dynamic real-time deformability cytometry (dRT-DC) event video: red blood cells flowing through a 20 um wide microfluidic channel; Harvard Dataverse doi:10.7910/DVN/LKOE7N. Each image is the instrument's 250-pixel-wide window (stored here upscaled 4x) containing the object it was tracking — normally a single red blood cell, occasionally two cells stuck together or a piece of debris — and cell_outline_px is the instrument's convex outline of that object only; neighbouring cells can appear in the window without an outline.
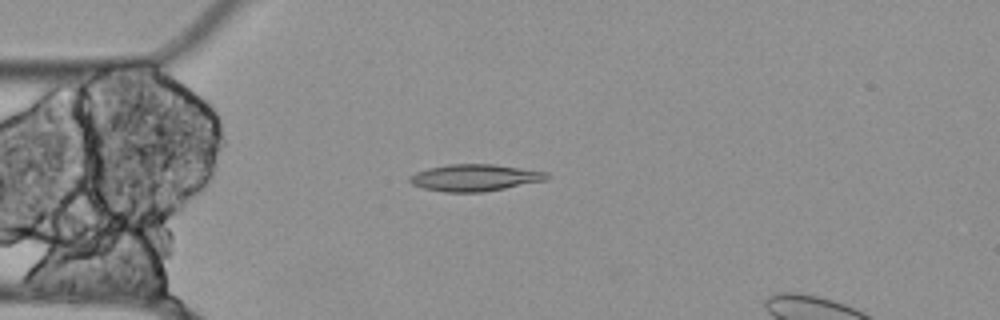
{"species": "Egyptian fruit bat (a non-hibernating species)", "species_latin": "Rousettus aegyptiacus", "temperature_condition": "cold", "stored_images_in_passage": 52, "camera_frame_rate_fps": 3000, "um_per_image_px": 0.085, "animal": {"sex": "female"}, "frame": {"image": 1, "passage_image": 14, "time_ms": 4.333, "image_size_px": [1000, 320], "cell_outline_px": [[552, 176], [548, 180], [484, 192], [444, 192], [424, 188], [412, 184], [408, 180], [408, 176], [416, 172], [428, 168], [448, 164], [492, 164], [548, 172]], "centroid_in_image_um": [40.38, 15.1], "position_along_channel_um": 44.6, "area_um2": 21.56}}
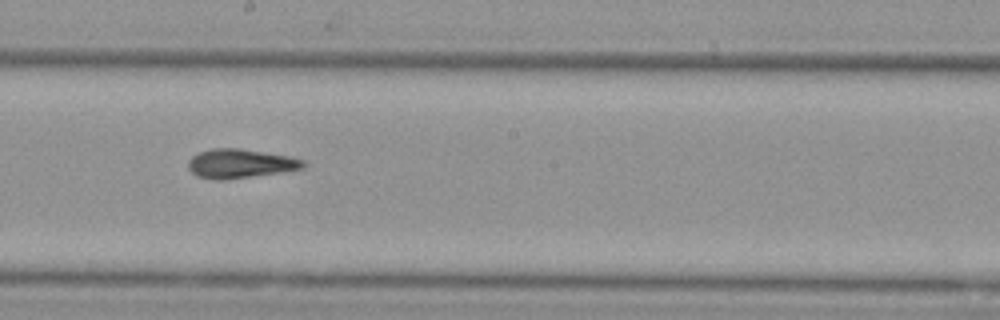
{"frame": {"image": 2, "passage_image": 30, "time_ms": 9.667, "image_size_px": [1000, 320], "cell_outline_px": [[308, 164], [304, 168], [280, 172], [224, 180], [216, 180], [196, 176], [188, 168], [188, 160], [192, 156], [200, 152], [212, 148], [240, 148], [288, 156], [304, 160]], "centroid_in_image_um": [20.41, 13.9], "position_along_channel_um": 227.8, "area_um2": 19.48}}
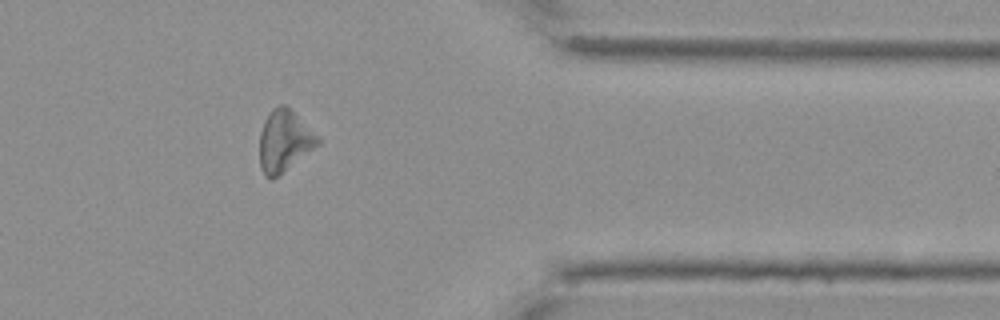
{"frame": {"image": 3, "passage_image": 45, "time_ms": 14.667, "image_size_px": [1000, 320], "cell_outline_px": [[320, 144], [272, 180], [264, 176], [260, 168], [260, 132], [264, 120], [272, 108], [280, 104], [284, 104], [320, 140]], "centroid_in_image_um": [24.11, 12.02], "position_along_channel_um": 387.3, "area_um2": 20.35}}